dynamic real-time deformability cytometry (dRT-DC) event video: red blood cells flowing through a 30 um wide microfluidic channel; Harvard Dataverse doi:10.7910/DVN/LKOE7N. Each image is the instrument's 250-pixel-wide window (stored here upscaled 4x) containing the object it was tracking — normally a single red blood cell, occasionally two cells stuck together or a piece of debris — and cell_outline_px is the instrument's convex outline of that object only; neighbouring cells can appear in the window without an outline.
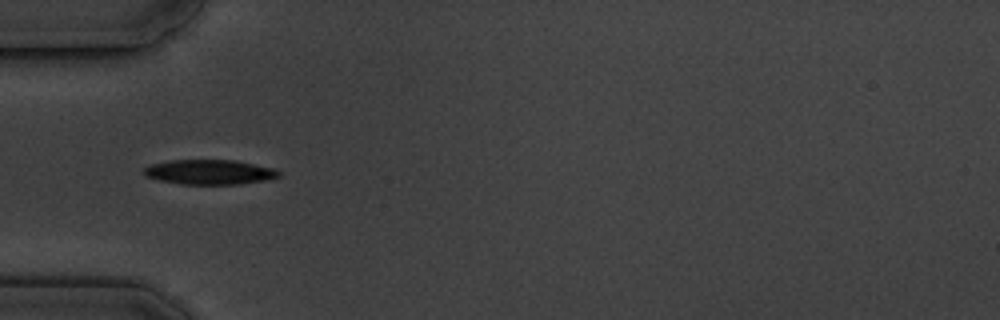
{"species": "common noctule bat (a hibernating species)", "species_latin": "Nyctalus noctula", "temperature_condition": "cold", "stored_images_in_passage": 7, "camera_frame_rate_fps": 3000, "um_per_image_px": 0.085, "animal": {"sex": "male", "body_mass_g": 19.5, "forearm_length_mm": 54.6}, "frame": {"image": 1, "passage_image": 1, "time_ms": 0.0, "image_size_px": [1000, 320], "cell_outline_px": [[280, 176], [264, 180], [236, 184], [180, 184], [160, 180], [144, 176], [144, 168], [148, 164], [172, 160], [236, 160], [276, 168], [280, 172]], "centroid_in_image_um": [17.8, 14.61], "position_along_channel_um": 67.2, "area_um2": 19.54}}
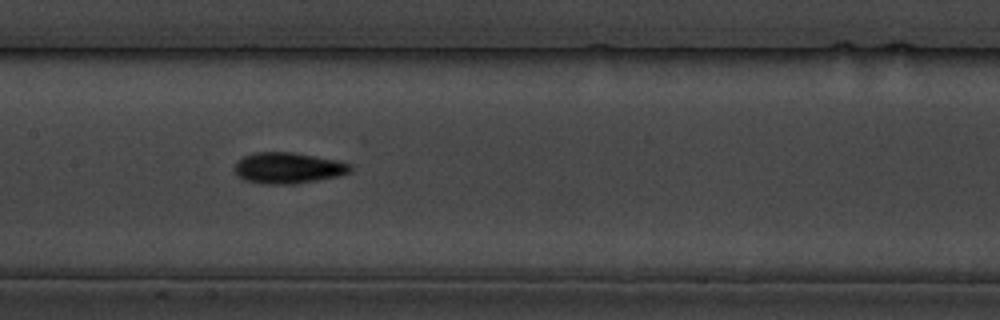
{"frame": {"image": 2, "passage_image": 4, "time_ms": 3.333, "image_size_px": [1000, 320], "cell_outline_px": [[352, 172], [340, 176], [316, 180], [288, 184], [264, 184], [244, 180], [232, 168], [236, 160], [244, 156], [256, 152], [292, 152], [336, 160], [352, 164]], "centroid_in_image_um": [24.48, 14.27], "position_along_channel_um": 182.9, "area_um2": 20.98}}
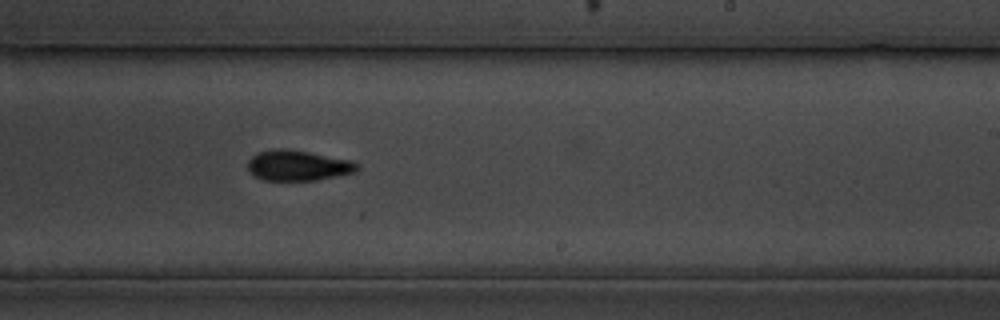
{"frame": {"image": 3, "passage_image": 6, "time_ms": 5.667, "image_size_px": [1000, 320], "cell_outline_px": [[360, 168], [356, 172], [316, 180], [260, 180], [248, 172], [248, 160], [256, 152], [276, 148], [284, 148], [308, 152], [352, 160], [360, 164]], "centroid_in_image_um": [25.31, 14.06], "position_along_channel_um": 263.7, "area_um2": 19.65}}